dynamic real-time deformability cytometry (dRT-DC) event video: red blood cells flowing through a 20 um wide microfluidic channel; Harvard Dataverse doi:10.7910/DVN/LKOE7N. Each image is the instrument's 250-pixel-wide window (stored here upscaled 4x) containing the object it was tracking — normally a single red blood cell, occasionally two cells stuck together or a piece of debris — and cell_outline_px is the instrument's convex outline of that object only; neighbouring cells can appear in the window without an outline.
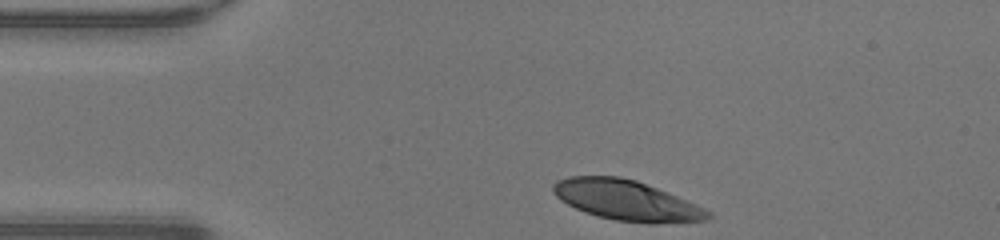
{"species": "human", "species_latin": "Homo sapiens", "temperature_condition": "warm", "stored_images_in_passage": 30, "camera_frame_rate_fps": 3000, "um_per_image_px": 0.085, "donor": {"sex": "male"}, "frame": {"image": 1, "passage_image": 1, "time_ms": 0.0, "image_size_px": [1000, 240], "cell_outline_px": [[712, 216], [704, 220], [656, 224], [652, 224], [616, 220], [596, 216], [584, 212], [560, 200], [552, 192], [552, 184], [556, 180], [568, 176], [620, 176], [636, 180], [668, 192], [696, 204], [712, 212]], "centroid_in_image_um": [53.23, 17.02], "position_along_channel_um": 31.8, "area_um2": 36.41}}
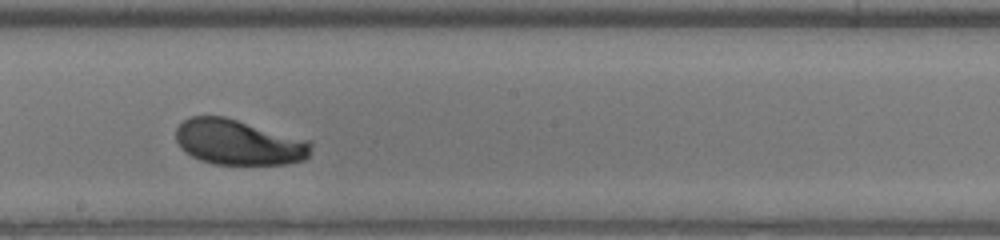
{"frame": {"image": 2, "passage_image": 18, "time_ms": 5.667, "image_size_px": [1000, 240], "cell_outline_px": [[312, 152], [304, 160], [288, 164], [212, 164], [200, 160], [184, 152], [180, 148], [176, 140], [176, 128], [184, 120], [192, 116], [224, 116], [312, 140]], "centroid_in_image_um": [20.31, 12.09], "position_along_channel_um": 227.9, "area_um2": 36.18}}
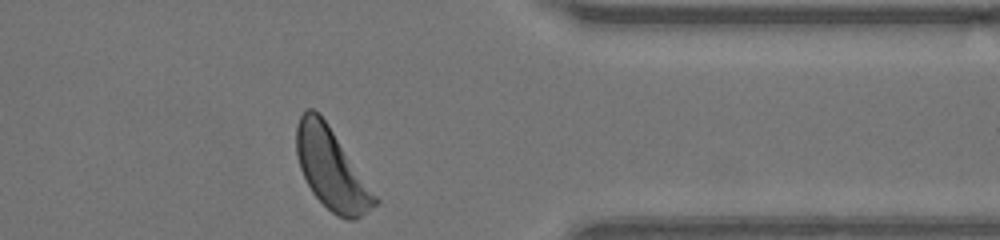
{"frame": {"image": 3, "passage_image": 30, "time_ms": 9.667, "image_size_px": [1000, 240], "cell_outline_px": [[380, 204], [356, 220], [348, 220], [336, 216], [312, 192], [300, 168], [296, 152], [296, 124], [300, 116], [308, 108], [312, 108], [328, 124], [380, 200]], "centroid_in_image_um": [28.2, 14.4], "position_along_channel_um": 383.2, "area_um2": 36.65}, "authors_computed_cell_mechanics": {"area_um2": 36.6741, "velocity_mm_per_s": 4.2666, "shape_relaxation_time_tau1_ms": 2.1262, "shape_relaxation_time_tau2_ms": null, "deformation_change_tau1": 0.1347, "deformation_change_tau2": null}}